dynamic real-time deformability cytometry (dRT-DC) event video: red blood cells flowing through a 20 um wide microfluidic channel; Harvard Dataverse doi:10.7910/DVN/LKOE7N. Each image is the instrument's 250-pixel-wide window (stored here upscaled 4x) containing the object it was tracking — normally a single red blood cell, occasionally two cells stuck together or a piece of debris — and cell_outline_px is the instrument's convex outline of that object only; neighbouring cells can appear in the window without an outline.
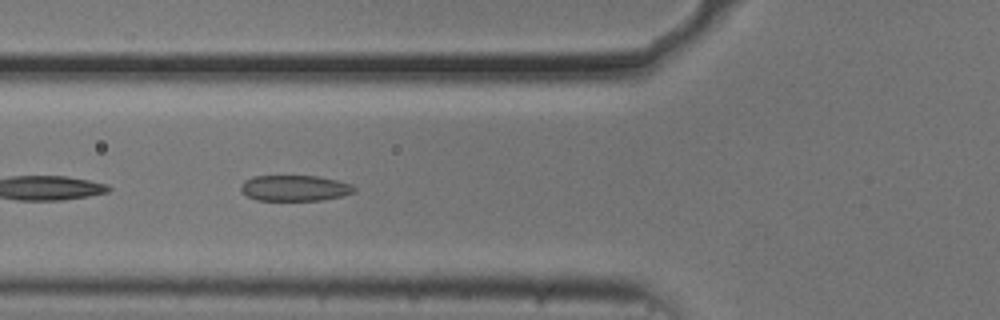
{"species": "common noctule bat (a hibernating species)", "species_latin": "Nyctalus noctula", "temperature_condition": "cold", "stored_images_in_passage": 17, "camera_frame_rate_fps": 3000, "um_per_image_px": 0.085, "animal": {"sex": "male", "body_mass_g": 20.5, "forearm_length_mm": 52.5}, "frame": {"image": 1, "passage_image": 12, "time_ms": 3.667, "image_size_px": [1000, 320], "cell_outline_px": [[356, 192], [344, 196], [320, 200], [256, 200], [248, 196], [240, 188], [240, 184], [244, 180], [252, 176], [316, 176], [336, 180], [352, 184], [356, 188]], "centroid_in_image_um": [25.07, 15.98], "position_along_channel_um": 100.7, "area_um2": 17.11}}